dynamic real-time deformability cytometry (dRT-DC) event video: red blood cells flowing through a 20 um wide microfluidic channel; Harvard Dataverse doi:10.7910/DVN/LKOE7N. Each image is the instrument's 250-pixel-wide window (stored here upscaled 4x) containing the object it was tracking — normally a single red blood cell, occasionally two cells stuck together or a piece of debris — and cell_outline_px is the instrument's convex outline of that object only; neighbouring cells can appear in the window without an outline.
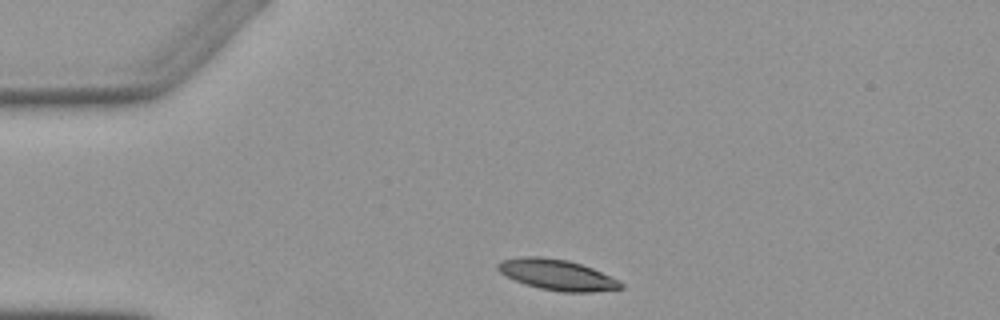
{"species": "Egyptian fruit bat (a non-hibernating species)", "species_latin": "Rousettus aegyptiacus", "temperature_condition": "warm", "stored_images_in_passage": 2, "camera_frame_rate_fps": 3000, "um_per_image_px": 0.085, "animal": {"sex": "female"}, "frame": {"image": 1, "passage_image": 1, "time_ms": 0.0, "image_size_px": [1000, 320], "cell_outline_px": [[624, 288], [592, 292], [560, 292], [540, 288], [524, 284], [500, 272], [496, 268], [496, 264], [500, 260], [524, 256], [536, 256], [568, 260], [592, 268], [620, 280], [624, 284]], "centroid_in_image_um": [47.37, 23.36], "position_along_channel_um": 37.6, "area_um2": 22.02}}